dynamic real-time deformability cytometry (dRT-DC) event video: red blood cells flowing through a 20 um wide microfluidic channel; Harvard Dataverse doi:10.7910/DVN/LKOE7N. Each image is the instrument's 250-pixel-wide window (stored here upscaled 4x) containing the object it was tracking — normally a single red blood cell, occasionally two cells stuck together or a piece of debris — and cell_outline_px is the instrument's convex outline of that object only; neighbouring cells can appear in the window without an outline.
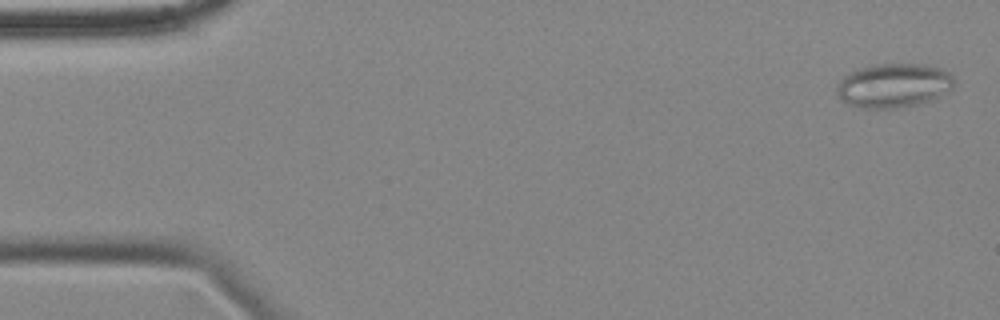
{"species": "common noctule bat (a hibernating species)", "species_latin": "Nyctalus noctula", "temperature_condition": "cold", "stored_images_in_passage": 57, "camera_frame_rate_fps": 3000, "um_per_image_px": 0.085, "animal": {"sex": "female", "body_mass_g": 18.4}, "frame": {"image": 1, "passage_image": 2, "time_ms": 0.333, "image_size_px": [1000, 320], "cell_outline_px": [[952, 88], [948, 92], [932, 100], [916, 104], [896, 108], [860, 108], [848, 104], [840, 100], [836, 88], [840, 80], [848, 72], [860, 68], [876, 64], [924, 64], [940, 68], [948, 72], [952, 76]], "centroid_in_image_um": [75.93, 7.27], "position_along_channel_um": 9.1, "area_um2": 30.17}}
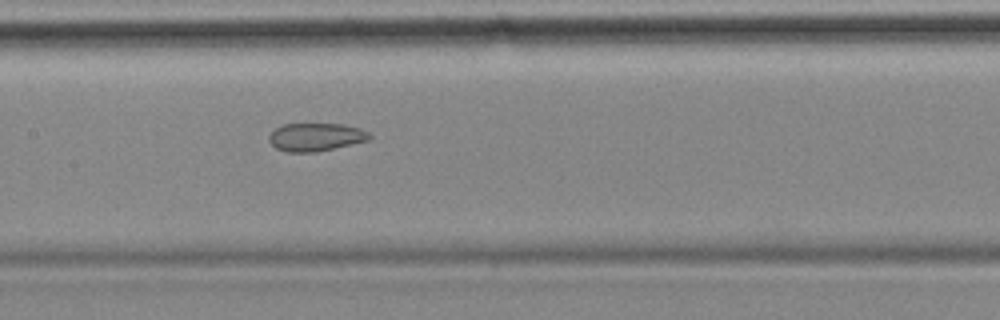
{"frame": {"image": 2, "passage_image": 27, "time_ms": 8.667, "image_size_px": [1000, 320], "cell_outline_px": [[372, 136], [368, 140], [352, 144], [316, 152], [288, 152], [276, 148], [268, 140], [268, 136], [276, 128], [284, 124], [344, 124], [360, 128], [368, 132]], "centroid_in_image_um": [26.84, 11.64], "position_along_channel_um": 180.6, "area_um2": 16.36}}
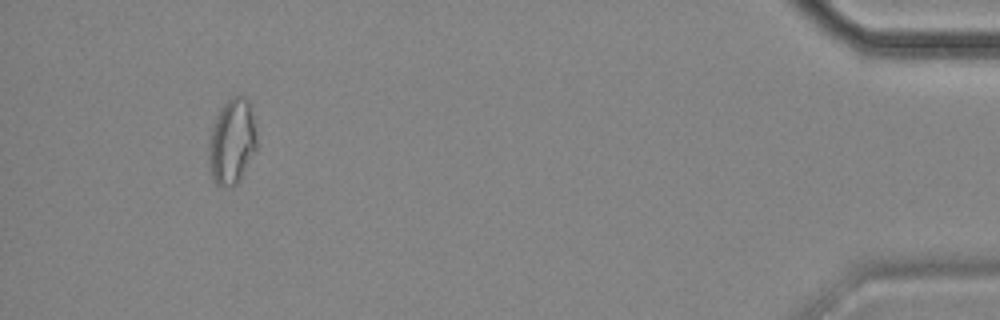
{"frame": {"image": 3, "passage_image": 53, "time_ms": 17.333, "image_size_px": [1000, 320], "cell_outline_px": [[256, 152], [236, 184], [216, 184], [212, 180], [208, 164], [208, 136], [216, 116], [220, 108], [232, 96], [244, 96], [252, 104], [256, 132]], "centroid_in_image_um": [19.71, 11.98], "position_along_channel_um": 415.5, "area_um2": 24.22}, "authors_computed_cell_mechanics": {"area_um2": 21.675, "velocity_mm_per_s": 3.521, "shape_relaxation_time_tau1_ms": null, "shape_relaxation_time_tau2_ms": 2.8799, "deformation_change_tau1": null, "deformation_change_tau2": 0.0962}}